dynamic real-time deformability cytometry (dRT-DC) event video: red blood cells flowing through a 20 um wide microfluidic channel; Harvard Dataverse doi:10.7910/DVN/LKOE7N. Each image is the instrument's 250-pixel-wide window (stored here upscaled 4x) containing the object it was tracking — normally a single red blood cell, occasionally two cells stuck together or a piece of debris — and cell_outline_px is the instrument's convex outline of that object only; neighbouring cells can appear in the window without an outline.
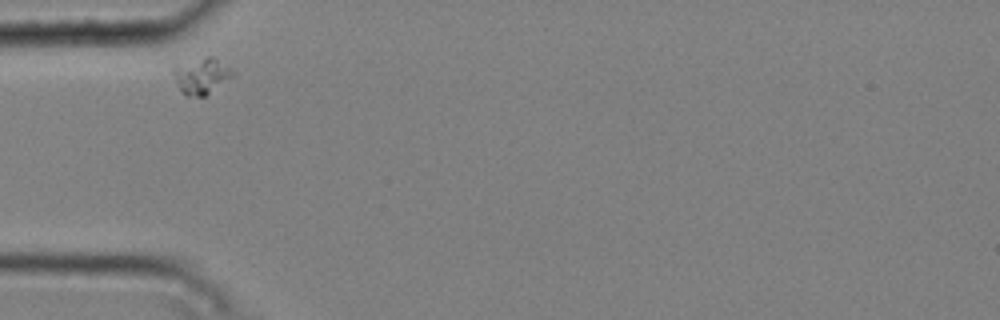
{"species": "common noctule bat (a hibernating species)", "species_latin": "Nyctalus noctula", "temperature_condition": "cold", "stored_images_in_passage": 2, "camera_frame_rate_fps": 3000, "um_per_image_px": 0.085, "animal": {"sex": "male", "body_mass_g": 20.4}, "frame": {"image": 1, "passage_image": 1, "time_ms": 0.0, "image_size_px": [1000, 320], "cell_outline_px": [[236, 76], [204, 96], [184, 96], [176, 84], [172, 72], [172, 68], [204, 56], [212, 56], [228, 68]], "centroid_in_image_um": [17.1, 6.48], "position_along_channel_um": 67.9, "area_um2": 12.31}}
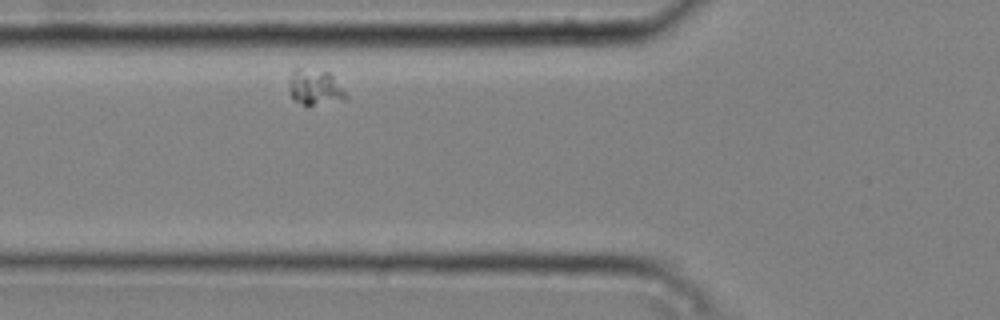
{"frame": {"image": 2, "passage_image": 2, "time_ms": 0.333, "image_size_px": [1000, 320], "cell_outline_px": [[348, 96], [312, 104], [304, 104], [292, 100], [288, 88], [288, 80], [292, 68], [296, 68], [328, 72], [332, 76]], "centroid_in_image_um": [26.63, 7.36], "position_along_channel_um": 99.2, "area_um2": 11.21}}